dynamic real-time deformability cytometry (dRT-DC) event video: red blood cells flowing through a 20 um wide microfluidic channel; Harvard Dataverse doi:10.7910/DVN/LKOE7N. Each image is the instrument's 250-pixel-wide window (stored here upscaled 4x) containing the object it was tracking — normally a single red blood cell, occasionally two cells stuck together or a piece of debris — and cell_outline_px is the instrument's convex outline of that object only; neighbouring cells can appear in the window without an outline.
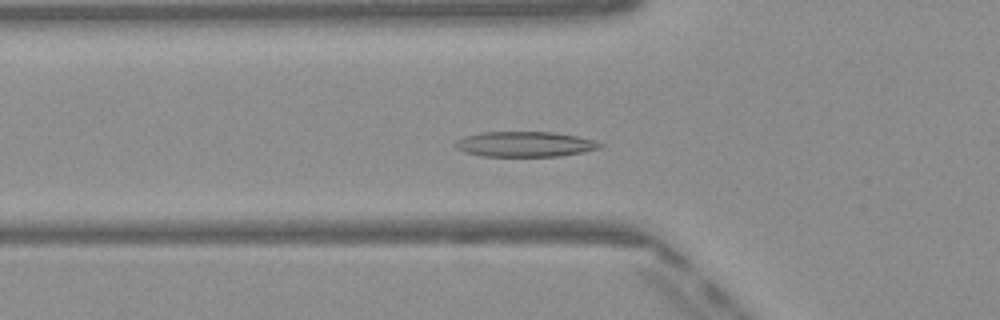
{"species": "Egyptian fruit bat (a non-hibernating species)", "species_latin": "Rousettus aegyptiacus", "temperature_condition": "warm", "stored_images_in_passage": 52, "camera_frame_rate_fps": 3000, "um_per_image_px": 0.085, "frame": {"image": 1, "passage_image": 18, "time_ms": 5.667, "image_size_px": [1000, 320], "cell_outline_px": [[604, 148], [584, 152], [560, 156], [480, 156], [464, 152], [456, 148], [452, 144], [456, 140], [480, 132], [552, 132], [576, 136], [592, 140], [604, 144]], "centroid_in_image_um": [44.62, 12.26], "position_along_channel_um": 81.2, "area_um2": 21.39}}
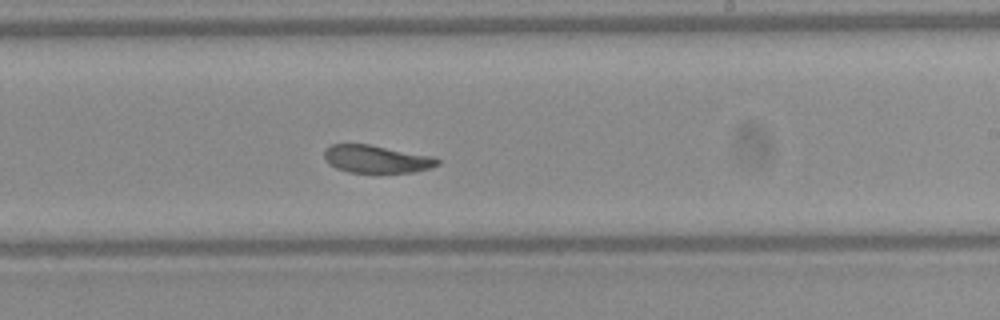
{"frame": {"image": 2, "passage_image": 31, "time_ms": 10.0, "image_size_px": [1000, 320], "cell_outline_px": [[440, 164], [428, 168], [412, 172], [376, 176], [348, 172], [336, 168], [328, 164], [324, 156], [324, 148], [332, 144], [368, 144], [436, 156], [440, 160]], "centroid_in_image_um": [32.01, 13.57], "position_along_channel_um": 257.0, "area_um2": 19.31}}
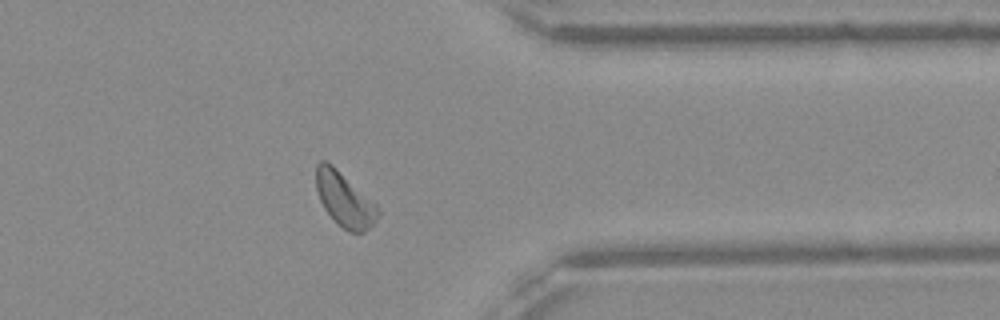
{"frame": {"image": 3, "passage_image": 41, "time_ms": 13.333, "image_size_px": [1000, 320], "cell_outline_px": [[380, 212], [376, 220], [364, 232], [348, 232], [324, 208], [320, 200], [316, 188], [316, 164], [320, 160], [324, 160], [332, 164], [376, 204]], "centroid_in_image_um": [29.27, 16.93], "position_along_channel_um": 382.1, "area_um2": 19.13}, "authors_computed_cell_mechanics": {"area_um2": 20.0566, "velocity_mm_per_s": 4.0464, "shape_relaxation_time_tau1_ms": 4.0413, "shape_relaxation_time_tau2_ms": 2.7258, "deformation_change_tau1": 0.1429, "deformation_change_tau2": 0.0882}}